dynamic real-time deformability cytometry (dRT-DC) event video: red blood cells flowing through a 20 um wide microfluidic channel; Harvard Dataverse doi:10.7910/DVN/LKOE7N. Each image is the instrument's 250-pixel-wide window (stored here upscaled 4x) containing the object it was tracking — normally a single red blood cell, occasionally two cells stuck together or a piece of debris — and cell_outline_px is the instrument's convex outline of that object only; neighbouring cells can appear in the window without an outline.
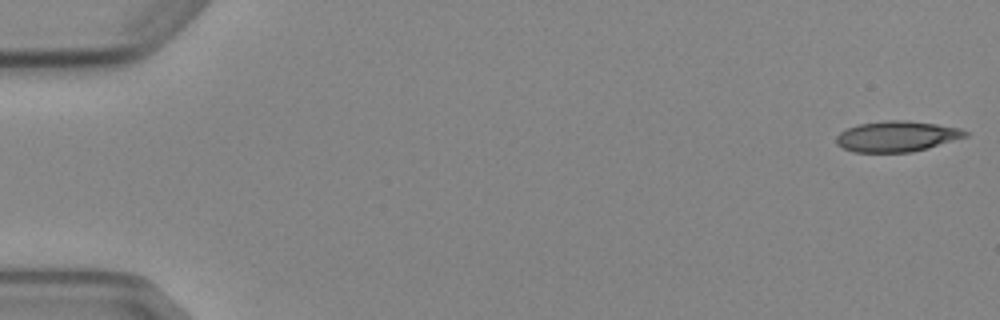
{"species": "Egyptian fruit bat (a non-hibernating species)", "species_latin": "Rousettus aegyptiacus", "temperature_condition": "cold", "stored_images_in_passage": 5, "camera_frame_rate_fps": 3000, "um_per_image_px": 0.085, "animal": {"sex": "female"}, "frame": {"image": 1, "passage_image": 1, "time_ms": 0.0, "image_size_px": [1000, 320], "cell_outline_px": [[968, 136], [928, 148], [912, 152], [852, 152], [836, 144], [836, 136], [840, 132], [856, 124], [884, 120], [908, 120], [936, 124], [960, 128], [968, 132]], "centroid_in_image_um": [76.21, 11.58], "position_along_channel_um": 8.8, "area_um2": 23.18}}
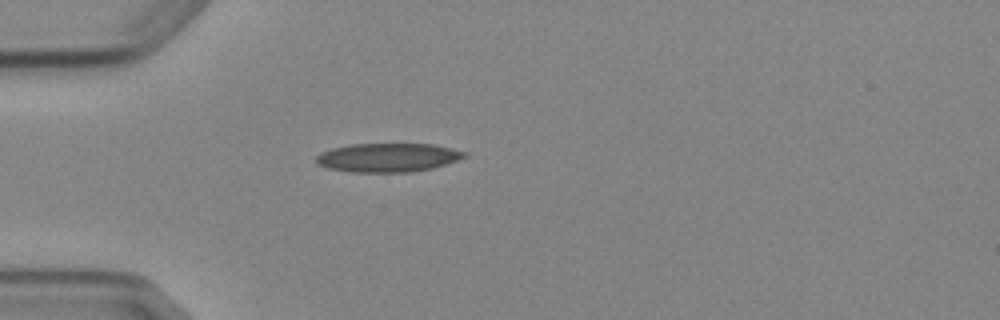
{"frame": {"image": 2, "passage_image": 5, "time_ms": 4.667, "image_size_px": [1000, 320], "cell_outline_px": [[468, 156], [432, 168], [412, 172], [352, 172], [328, 168], [316, 164], [316, 156], [320, 152], [332, 148], [352, 144], [432, 144], [452, 148], [468, 152]], "centroid_in_image_um": [32.96, 13.39], "position_along_channel_um": 52.0, "area_um2": 24.91}}